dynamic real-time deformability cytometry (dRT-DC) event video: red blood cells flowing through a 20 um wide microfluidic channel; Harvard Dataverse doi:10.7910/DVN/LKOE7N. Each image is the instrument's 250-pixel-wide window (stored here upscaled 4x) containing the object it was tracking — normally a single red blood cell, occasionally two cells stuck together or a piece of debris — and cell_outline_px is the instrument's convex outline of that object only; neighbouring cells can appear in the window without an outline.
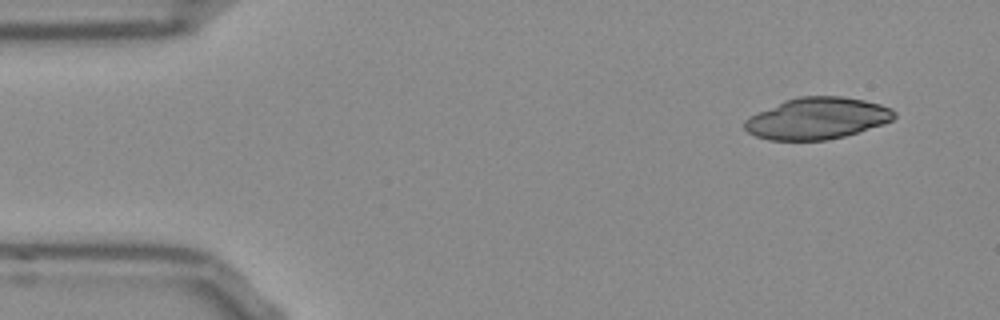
{"species": "Egyptian fruit bat (a non-hibernating species)", "species_latin": "Rousettus aegyptiacus", "temperature_condition": "room temperature", "stored_images_in_passage": 48, "camera_frame_rate_fps": 3000, "um_per_image_px": 0.085, "frame": {"image": 1, "passage_image": 1, "time_ms": 0.0, "image_size_px": [1000, 320], "cell_outline_px": [[896, 116], [892, 120], [884, 124], [860, 132], [828, 140], [768, 140], [756, 136], [748, 132], [744, 128], [744, 120], [748, 116], [756, 112], [784, 100], [800, 96], [840, 96], [864, 100], [880, 104], [892, 108], [896, 112]], "centroid_in_image_um": [69.46, 10.06], "position_along_channel_um": 15.5, "area_um2": 36.59}}